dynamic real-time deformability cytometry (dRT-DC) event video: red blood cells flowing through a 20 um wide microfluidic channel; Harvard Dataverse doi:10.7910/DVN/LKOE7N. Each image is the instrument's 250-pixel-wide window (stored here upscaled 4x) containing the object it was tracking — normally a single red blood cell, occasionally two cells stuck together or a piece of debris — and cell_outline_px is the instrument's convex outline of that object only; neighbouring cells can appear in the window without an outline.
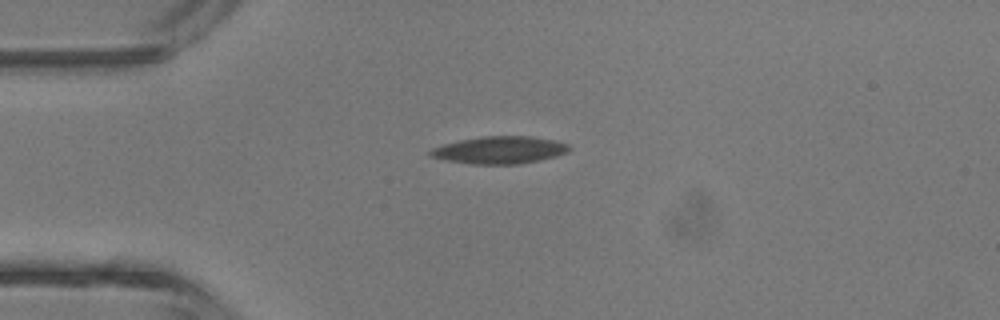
{"species": "common noctule bat (a hibernating species)", "species_latin": "Nyctalus noctula", "temperature_condition": "room temperature", "stored_images_in_passage": 35, "camera_frame_rate_fps": 3000, "um_per_image_px": 0.085, "animal": {"sex": "male", "body_mass_g": 13.3}, "frame": {"image": 1, "passage_image": 1, "time_ms": 0.0, "image_size_px": [1000, 320], "cell_outline_px": [[572, 148], [568, 152], [556, 156], [516, 164], [476, 164], [448, 160], [428, 156], [428, 152], [432, 148], [444, 144], [460, 140], [484, 136], [528, 136], [556, 140], [568, 144]], "centroid_in_image_um": [42.48, 12.74], "position_along_channel_um": 42.5, "area_um2": 21.91}}
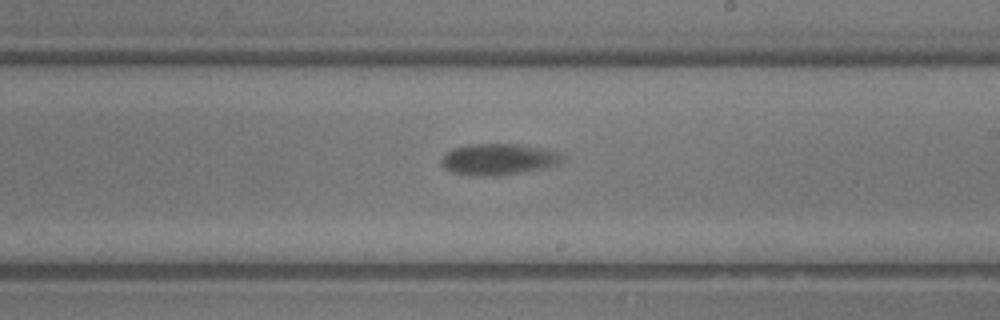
{"frame": {"image": 2, "passage_image": 16, "time_ms": 5.0, "image_size_px": [1000, 320], "cell_outline_px": [[564, 160], [556, 164], [544, 168], [496, 176], [480, 176], [452, 172], [444, 168], [440, 164], [440, 160], [452, 148], [468, 144], [520, 144], [540, 148], [556, 152], [564, 156]], "centroid_in_image_um": [42.33, 13.53], "position_along_channel_um": 246.7, "area_um2": 21.91}}
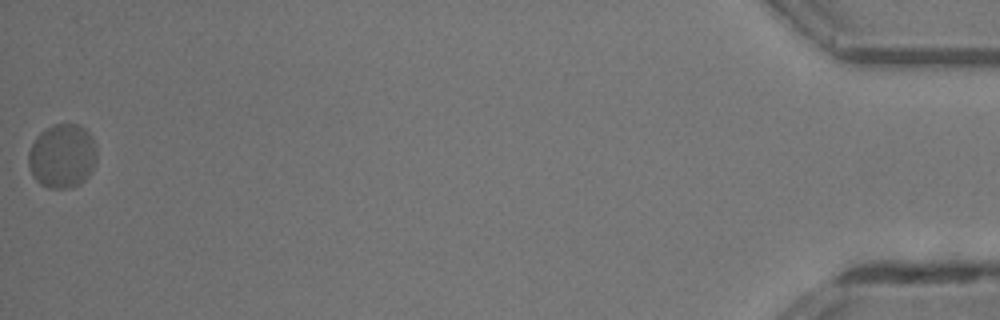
{"frame": {"image": 3, "passage_image": 35, "time_ms": 11.333, "image_size_px": [1000, 320], "cell_outline_px": [[96, 160], [92, 172], [80, 184], [64, 188], [48, 188], [40, 184], [32, 176], [28, 164], [28, 152], [36, 136], [40, 132], [52, 124], [76, 124], [84, 128], [92, 136], [96, 152]], "centroid_in_image_um": [5.27, 13.26], "position_along_channel_um": 429.9, "area_um2": 25.66}}